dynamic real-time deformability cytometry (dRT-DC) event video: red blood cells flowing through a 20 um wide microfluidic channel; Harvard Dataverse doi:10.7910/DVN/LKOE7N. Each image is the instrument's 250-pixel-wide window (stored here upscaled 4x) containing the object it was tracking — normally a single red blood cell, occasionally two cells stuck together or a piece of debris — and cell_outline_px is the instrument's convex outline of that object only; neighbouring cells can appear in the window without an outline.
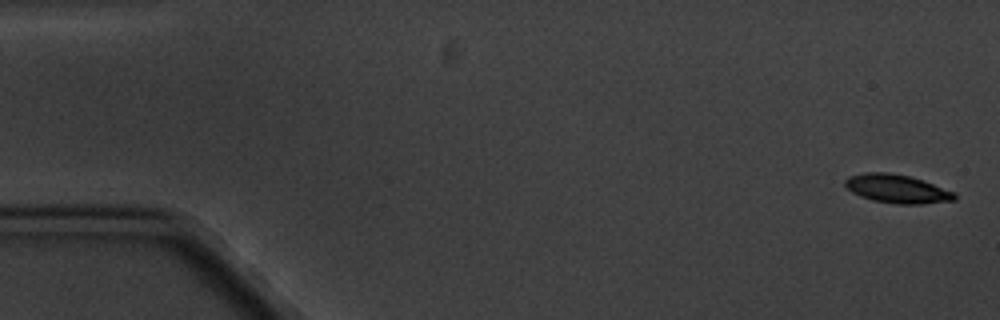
{"species": "common noctule bat (a hibernating species)", "species_latin": "Nyctalus noctula", "temperature_condition": "cold", "stored_images_in_passage": 17, "camera_frame_rate_fps": 3000, "um_per_image_px": 0.085, "animal": {"sex": "male", "body_mass_g": 20.1, "forearm_length_mm": 53.5}, "frame": {"image": 1, "passage_image": 1, "time_ms": 0.0, "image_size_px": [1000, 320], "cell_outline_px": [[956, 200], [920, 204], [896, 204], [872, 200], [860, 196], [852, 192], [844, 184], [844, 180], [848, 176], [864, 172], [888, 172], [908, 176], [956, 192]], "centroid_in_image_um": [76.22, 16.05], "position_along_channel_um": 8.8, "area_um2": 18.15}}
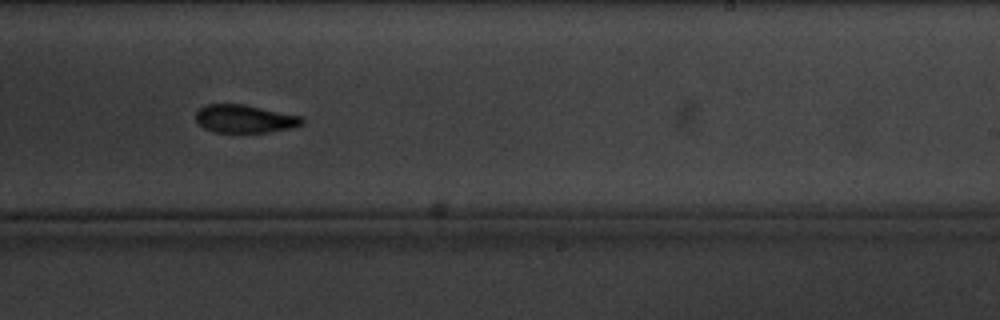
{"frame": {"image": 2, "passage_image": 11, "time_ms": 11.667, "image_size_px": [1000, 320], "cell_outline_px": [[304, 124], [292, 128], [268, 132], [212, 132], [204, 128], [196, 120], [196, 112], [204, 104], [244, 104], [300, 116], [304, 120]], "centroid_in_image_um": [20.79, 10.1], "position_along_channel_um": 268.2, "area_um2": 17.34}}
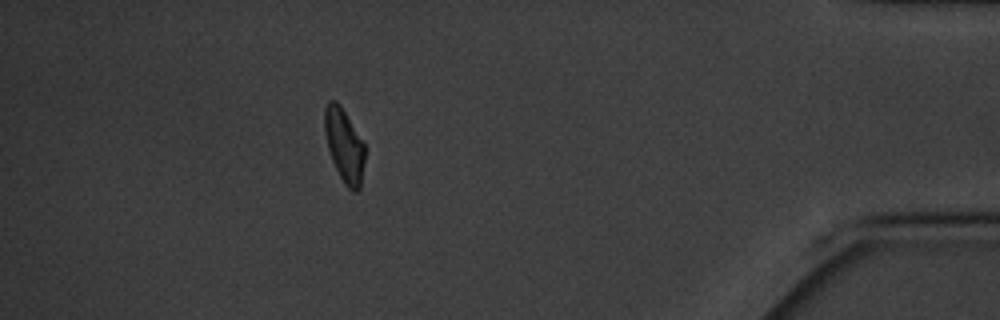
{"frame": {"image": 3, "passage_image": 16, "time_ms": 17.333, "image_size_px": [1000, 320], "cell_outline_px": [[364, 160], [360, 188], [356, 192], [352, 192], [344, 184], [332, 160], [328, 148], [324, 132], [324, 108], [328, 100], [336, 100], [340, 104], [364, 144]], "centroid_in_image_um": [29.24, 12.35], "position_along_channel_um": 406.0, "area_um2": 17.11}, "authors_computed_cell_mechanics": {"area_um2": 18.1492, "velocity_mm_per_s": 3.3158, "shape_relaxation_time_tau1_ms": 2.7993, "shape_relaxation_time_tau2_ms": 7.3991, "deformation_change_tau1": 0.0929, "deformation_change_tau2": 0.1069}}